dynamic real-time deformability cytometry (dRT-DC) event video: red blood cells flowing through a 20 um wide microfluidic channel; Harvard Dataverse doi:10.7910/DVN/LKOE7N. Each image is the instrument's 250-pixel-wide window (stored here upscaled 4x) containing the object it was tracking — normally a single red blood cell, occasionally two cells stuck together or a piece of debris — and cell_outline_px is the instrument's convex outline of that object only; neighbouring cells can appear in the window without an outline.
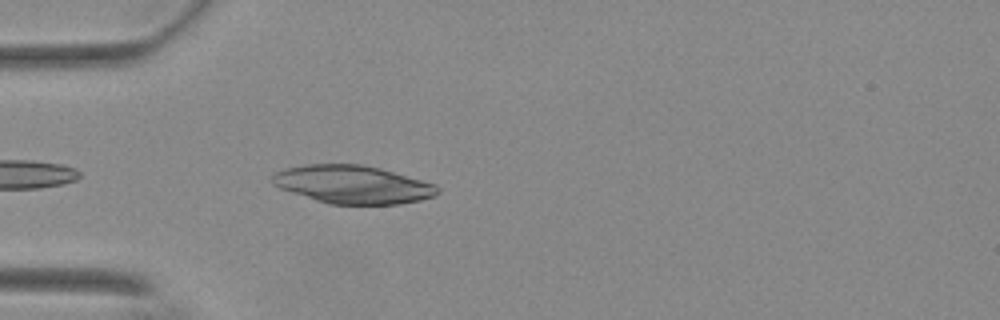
{"species": "Egyptian fruit bat (a non-hibernating species)", "species_latin": "Rousettus aegyptiacus", "temperature_condition": "warm", "stored_images_in_passage": 14, "segment_of_instrument_passage": [1, 2], "camera_frame_rate_fps": 3000, "um_per_image_px": 0.085, "animal": {"sex": "female"}, "frame": {"image": 1, "passage_image": 3, "time_ms": 0.667, "image_size_px": [1000, 320], "cell_outline_px": [[440, 192], [432, 196], [420, 200], [400, 204], [328, 204], [280, 188], [272, 184], [272, 176], [276, 172], [288, 168], [308, 164], [360, 164], [380, 168], [436, 184], [440, 188]], "centroid_in_image_um": [30.0, 15.68], "position_along_channel_um": 55.0, "area_um2": 36.47}}